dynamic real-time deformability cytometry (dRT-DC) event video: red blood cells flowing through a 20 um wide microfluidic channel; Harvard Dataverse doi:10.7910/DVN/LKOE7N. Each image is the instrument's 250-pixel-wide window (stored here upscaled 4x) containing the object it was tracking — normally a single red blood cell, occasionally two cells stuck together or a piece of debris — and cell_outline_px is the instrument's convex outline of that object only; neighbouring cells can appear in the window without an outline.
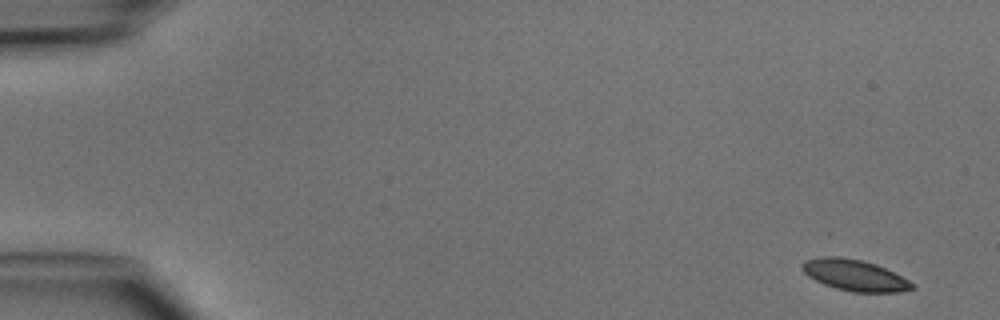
{"species": "common noctule bat (a hibernating species)", "species_latin": "Nyctalus noctula", "temperature_condition": "cold", "stored_images_in_passage": 4, "camera_frame_rate_fps": 3000, "um_per_image_px": 0.085, "animal": {"sex": "male", "body_mass_g": 15.6}, "frame": {"image": 1, "passage_image": 1, "time_ms": 0.0, "image_size_px": [1000, 320], "cell_outline_px": [[916, 288], [900, 292], [852, 292], [836, 288], [824, 284], [808, 276], [800, 268], [800, 264], [804, 260], [828, 252], [876, 264], [916, 284]], "centroid_in_image_um": [72.57, 23.34], "position_along_channel_um": 12.4, "area_um2": 20.58}}
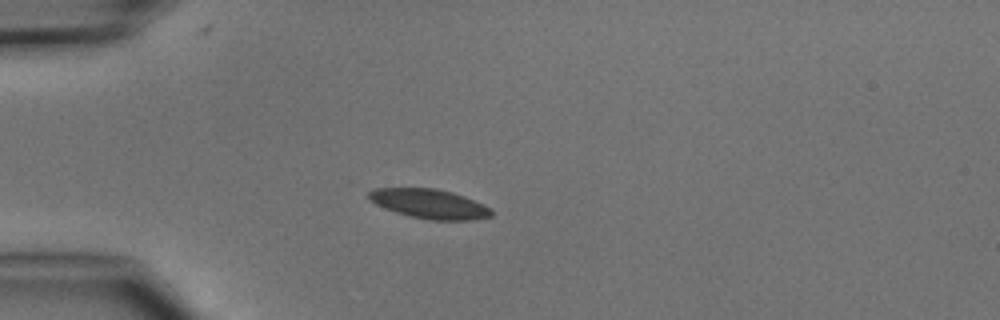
{"frame": {"image": 2, "passage_image": 4, "time_ms": 3.667, "image_size_px": [1000, 320], "cell_outline_px": [[492, 216], [476, 220], [428, 220], [396, 212], [376, 204], [368, 200], [368, 192], [372, 188], [436, 188], [452, 192], [464, 196], [484, 204], [492, 208]], "centroid_in_image_um": [36.52, 17.32], "position_along_channel_um": 48.5, "area_um2": 21.15}}